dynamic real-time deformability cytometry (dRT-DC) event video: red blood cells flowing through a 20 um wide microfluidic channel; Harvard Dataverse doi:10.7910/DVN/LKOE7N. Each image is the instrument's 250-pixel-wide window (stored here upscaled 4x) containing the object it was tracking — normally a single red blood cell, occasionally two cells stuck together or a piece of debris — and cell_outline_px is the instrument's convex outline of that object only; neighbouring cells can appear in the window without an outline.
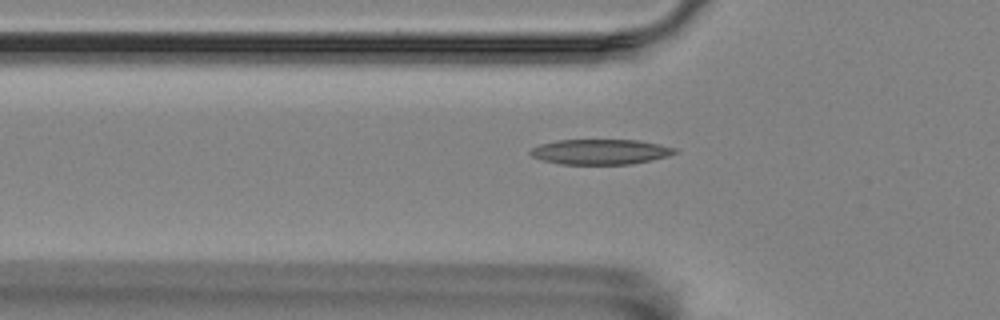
{"species": "Egyptian fruit bat (a non-hibernating species)", "species_latin": "Rousettus aegyptiacus", "temperature_condition": "room temperature", "stored_images_in_passage": 46, "camera_frame_rate_fps": 3000, "um_per_image_px": 0.085, "animal": {"sex": "female"}, "frame": {"image": 1, "passage_image": 15, "time_ms": 4.667, "image_size_px": [1000, 320], "cell_outline_px": [[680, 152], [668, 156], [652, 160], [632, 164], [560, 164], [544, 160], [532, 156], [528, 152], [532, 148], [540, 144], [556, 140], [640, 140], [660, 144], [676, 148]], "centroid_in_image_um": [51.08, 12.9], "position_along_channel_um": 74.7, "area_um2": 21.33}}
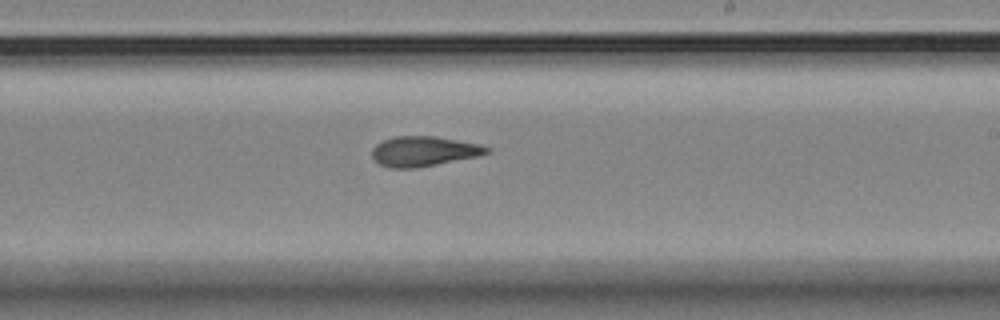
{"frame": {"image": 2, "passage_image": 30, "time_ms": 9.667, "image_size_px": [1000, 320], "cell_outline_px": [[492, 152], [480, 156], [416, 168], [388, 168], [380, 164], [372, 156], [372, 148], [376, 144], [384, 140], [396, 136], [436, 136], [480, 144], [492, 148]], "centroid_in_image_um": [36.07, 12.86], "position_along_channel_um": 252.9, "area_um2": 20.23}}
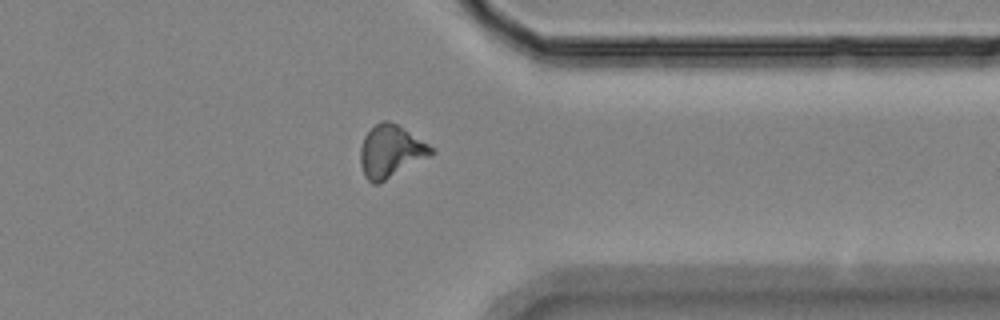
{"frame": {"image": 3, "passage_image": 41, "time_ms": 13.333, "image_size_px": [1000, 320], "cell_outline_px": [[436, 152], [380, 184], [372, 184], [364, 176], [360, 164], [360, 148], [364, 136], [380, 120], [388, 120], [396, 124], [436, 148]], "centroid_in_image_um": [33.21, 12.88], "position_along_channel_um": 378.2, "area_um2": 21.73}}